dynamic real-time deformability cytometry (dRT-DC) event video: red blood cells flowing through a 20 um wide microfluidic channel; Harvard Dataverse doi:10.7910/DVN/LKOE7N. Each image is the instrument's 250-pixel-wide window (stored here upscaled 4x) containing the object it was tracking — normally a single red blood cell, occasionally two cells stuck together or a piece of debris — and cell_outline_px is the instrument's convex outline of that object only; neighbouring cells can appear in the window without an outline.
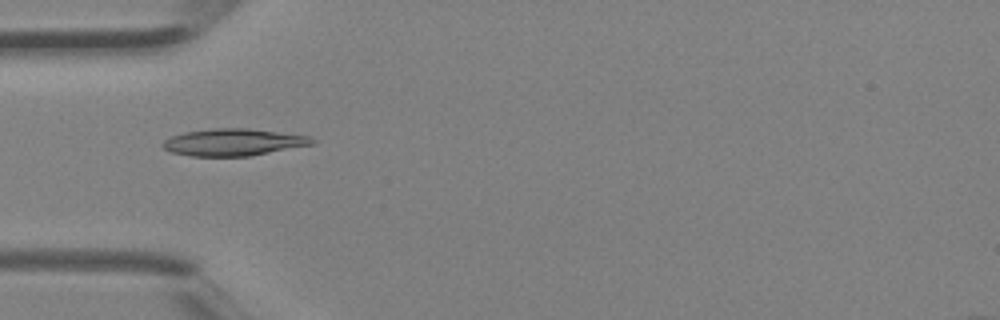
{"species": "Egyptian fruit bat (a non-hibernating species)", "species_latin": "Rousettus aegyptiacus", "temperature_condition": "room temperature", "stored_images_in_passage": 5, "camera_frame_rate_fps": 3000, "um_per_image_px": 0.085, "animal": {"sex": "female"}, "frame": {"image": 1, "passage_image": 4, "time_ms": 1.0, "image_size_px": [1000, 320], "cell_outline_px": [[316, 144], [248, 156], [192, 156], [172, 152], [164, 148], [160, 144], [164, 140], [172, 136], [184, 132], [216, 128], [248, 128], [308, 136], [316, 140]], "centroid_in_image_um": [19.84, 12.09], "position_along_channel_um": 65.2, "area_um2": 23.41}}
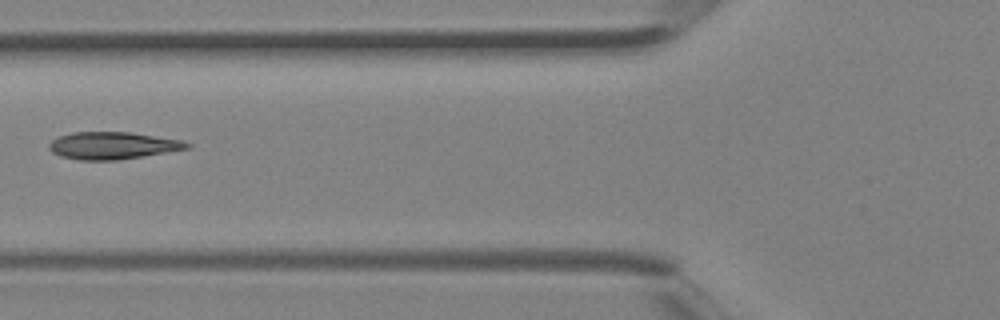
{"frame": {"image": 2, "passage_image": 5, "time_ms": 1.333, "image_size_px": [1000, 320], "cell_outline_px": [[192, 148], [116, 160], [80, 160], [60, 156], [52, 152], [48, 148], [48, 144], [52, 140], [60, 136], [72, 132], [128, 132], [184, 140], [192, 144]], "centroid_in_image_um": [9.59, 12.37], "position_along_channel_um": 116.2, "area_um2": 21.91}}